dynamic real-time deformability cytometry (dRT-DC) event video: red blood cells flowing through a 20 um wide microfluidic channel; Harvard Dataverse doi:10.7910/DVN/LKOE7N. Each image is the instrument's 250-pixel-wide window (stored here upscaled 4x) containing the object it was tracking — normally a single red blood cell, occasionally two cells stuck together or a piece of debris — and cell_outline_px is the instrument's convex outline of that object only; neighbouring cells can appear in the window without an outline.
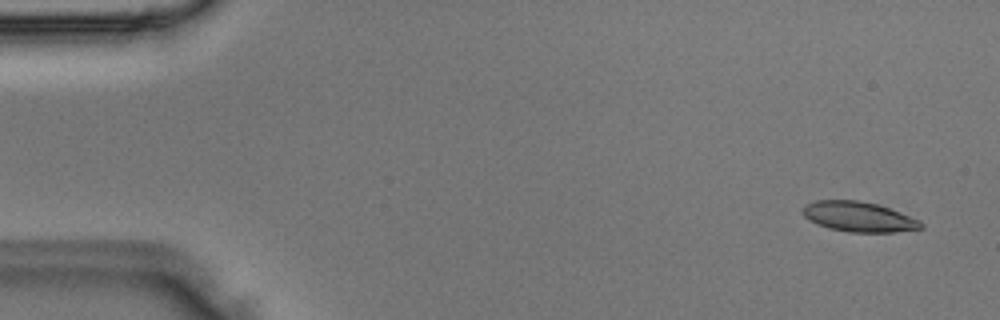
{"species": "Egyptian fruit bat (a non-hibernating species)", "species_latin": "Rousettus aegyptiacus", "temperature_condition": "room temperature", "stored_images_in_passage": 47, "camera_frame_rate_fps": 3000, "um_per_image_px": 0.085, "animal": {"sex": "male"}, "frame": {"image": 1, "passage_image": 1, "time_ms": 0.0, "image_size_px": [1000, 320], "cell_outline_px": [[924, 228], [896, 232], [848, 232], [828, 228], [816, 224], [804, 216], [804, 204], [816, 200], [856, 200], [876, 204], [888, 208], [920, 220], [924, 224]], "centroid_in_image_um": [72.99, 18.43], "position_along_channel_um": 12.0, "area_um2": 20.63}}
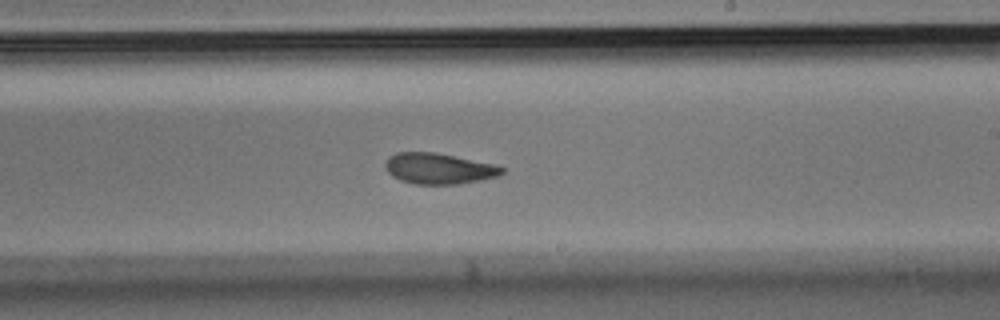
{"frame": {"image": 2, "passage_image": 27, "time_ms": 8.667, "image_size_px": [1000, 320], "cell_outline_px": [[504, 172], [500, 176], [460, 184], [416, 184], [400, 180], [392, 176], [384, 168], [384, 164], [388, 156], [396, 152], [436, 152], [492, 164], [504, 168]], "centroid_in_image_um": [37.26, 14.33], "position_along_channel_um": 251.7, "area_um2": 21.04}}
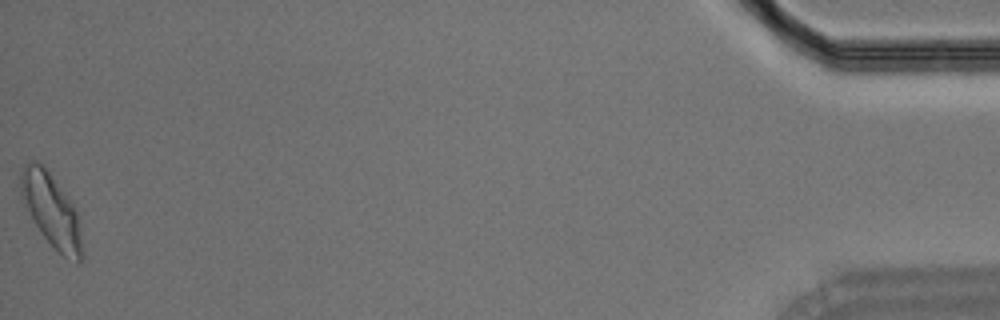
{"frame": {"image": 3, "passage_image": 47, "time_ms": 15.333, "image_size_px": [1000, 320], "cell_outline_px": [[84, 256], [76, 264], [64, 256], [44, 236], [36, 224], [20, 192], [20, 168], [28, 160], [36, 160], [48, 172], [68, 196], [76, 212], [84, 252]], "centroid_in_image_um": [4.37, 17.86], "position_along_channel_um": 430.8, "area_um2": 25.55}}